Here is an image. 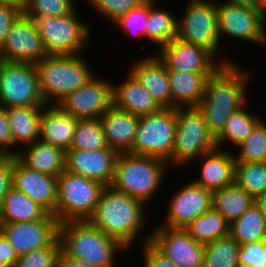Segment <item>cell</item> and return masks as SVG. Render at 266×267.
I'll list each match as a JSON object with an SVG mask.
<instances>
[{"mask_svg": "<svg viewBox=\"0 0 266 267\" xmlns=\"http://www.w3.org/2000/svg\"><path fill=\"white\" fill-rule=\"evenodd\" d=\"M237 63L222 65L207 79L204 97L196 106L215 138L224 129L229 116L250 102L247 93L254 71Z\"/></svg>", "mask_w": 266, "mask_h": 267, "instance_id": "1", "label": "cell"}, {"mask_svg": "<svg viewBox=\"0 0 266 267\" xmlns=\"http://www.w3.org/2000/svg\"><path fill=\"white\" fill-rule=\"evenodd\" d=\"M146 208L148 206L139 199L106 186L87 221L106 235L119 240L128 249H134L133 245L139 239L138 246L150 241L151 232L144 233L149 222L147 215H150Z\"/></svg>", "mask_w": 266, "mask_h": 267, "instance_id": "2", "label": "cell"}, {"mask_svg": "<svg viewBox=\"0 0 266 267\" xmlns=\"http://www.w3.org/2000/svg\"><path fill=\"white\" fill-rule=\"evenodd\" d=\"M58 238L66 255L83 259L93 267H117L119 253L129 251L119 240L88 221L60 223Z\"/></svg>", "mask_w": 266, "mask_h": 267, "instance_id": "3", "label": "cell"}, {"mask_svg": "<svg viewBox=\"0 0 266 267\" xmlns=\"http://www.w3.org/2000/svg\"><path fill=\"white\" fill-rule=\"evenodd\" d=\"M169 170L170 166L163 159L119 153L110 186L149 206L158 196Z\"/></svg>", "mask_w": 266, "mask_h": 267, "instance_id": "4", "label": "cell"}, {"mask_svg": "<svg viewBox=\"0 0 266 267\" xmlns=\"http://www.w3.org/2000/svg\"><path fill=\"white\" fill-rule=\"evenodd\" d=\"M84 56L47 55L35 64L40 92L46 104H57L96 75Z\"/></svg>", "mask_w": 266, "mask_h": 267, "instance_id": "5", "label": "cell"}, {"mask_svg": "<svg viewBox=\"0 0 266 267\" xmlns=\"http://www.w3.org/2000/svg\"><path fill=\"white\" fill-rule=\"evenodd\" d=\"M186 3L182 14L179 13L181 16L177 15V38L208 49L223 65L235 63V59L221 51L217 2L215 0H186Z\"/></svg>", "mask_w": 266, "mask_h": 267, "instance_id": "6", "label": "cell"}, {"mask_svg": "<svg viewBox=\"0 0 266 267\" xmlns=\"http://www.w3.org/2000/svg\"><path fill=\"white\" fill-rule=\"evenodd\" d=\"M217 147L216 138L209 131L197 107L176 108V131L170 168L189 166L201 155ZM191 163V164H190Z\"/></svg>", "mask_w": 266, "mask_h": 267, "instance_id": "7", "label": "cell"}, {"mask_svg": "<svg viewBox=\"0 0 266 267\" xmlns=\"http://www.w3.org/2000/svg\"><path fill=\"white\" fill-rule=\"evenodd\" d=\"M78 10L66 16L34 17L47 55L84 54L92 39V26L81 20ZM91 28V29H90Z\"/></svg>", "mask_w": 266, "mask_h": 267, "instance_id": "8", "label": "cell"}, {"mask_svg": "<svg viewBox=\"0 0 266 267\" xmlns=\"http://www.w3.org/2000/svg\"><path fill=\"white\" fill-rule=\"evenodd\" d=\"M104 187L100 182L63 171L57 177L58 200L54 217L59 223L87 221L93 214Z\"/></svg>", "mask_w": 266, "mask_h": 267, "instance_id": "9", "label": "cell"}, {"mask_svg": "<svg viewBox=\"0 0 266 267\" xmlns=\"http://www.w3.org/2000/svg\"><path fill=\"white\" fill-rule=\"evenodd\" d=\"M176 131V108L139 116L134 144L128 152L133 155L171 159Z\"/></svg>", "mask_w": 266, "mask_h": 267, "instance_id": "10", "label": "cell"}, {"mask_svg": "<svg viewBox=\"0 0 266 267\" xmlns=\"http://www.w3.org/2000/svg\"><path fill=\"white\" fill-rule=\"evenodd\" d=\"M0 105L44 107L34 63L4 61L0 69Z\"/></svg>", "mask_w": 266, "mask_h": 267, "instance_id": "11", "label": "cell"}, {"mask_svg": "<svg viewBox=\"0 0 266 267\" xmlns=\"http://www.w3.org/2000/svg\"><path fill=\"white\" fill-rule=\"evenodd\" d=\"M218 32L223 37L266 48V15L248 6L217 2Z\"/></svg>", "mask_w": 266, "mask_h": 267, "instance_id": "12", "label": "cell"}, {"mask_svg": "<svg viewBox=\"0 0 266 267\" xmlns=\"http://www.w3.org/2000/svg\"><path fill=\"white\" fill-rule=\"evenodd\" d=\"M57 105L79 119H97L113 106V82L98 75L67 94Z\"/></svg>", "mask_w": 266, "mask_h": 267, "instance_id": "13", "label": "cell"}, {"mask_svg": "<svg viewBox=\"0 0 266 267\" xmlns=\"http://www.w3.org/2000/svg\"><path fill=\"white\" fill-rule=\"evenodd\" d=\"M212 191L196 185L192 180L181 184L170 195L166 214L158 226L184 228L198 216L212 208Z\"/></svg>", "mask_w": 266, "mask_h": 267, "instance_id": "14", "label": "cell"}, {"mask_svg": "<svg viewBox=\"0 0 266 267\" xmlns=\"http://www.w3.org/2000/svg\"><path fill=\"white\" fill-rule=\"evenodd\" d=\"M150 242L178 267H203L205 245L196 242L184 228L155 226Z\"/></svg>", "mask_w": 266, "mask_h": 267, "instance_id": "15", "label": "cell"}, {"mask_svg": "<svg viewBox=\"0 0 266 267\" xmlns=\"http://www.w3.org/2000/svg\"><path fill=\"white\" fill-rule=\"evenodd\" d=\"M0 54L5 61L38 63L47 56L43 41L32 18L22 13L13 23Z\"/></svg>", "mask_w": 266, "mask_h": 267, "instance_id": "16", "label": "cell"}, {"mask_svg": "<svg viewBox=\"0 0 266 267\" xmlns=\"http://www.w3.org/2000/svg\"><path fill=\"white\" fill-rule=\"evenodd\" d=\"M166 69L191 73H215L223 64L206 48L181 41H170L154 52Z\"/></svg>", "mask_w": 266, "mask_h": 267, "instance_id": "17", "label": "cell"}, {"mask_svg": "<svg viewBox=\"0 0 266 267\" xmlns=\"http://www.w3.org/2000/svg\"><path fill=\"white\" fill-rule=\"evenodd\" d=\"M57 219H39L16 223H0V231L18 256L49 246L57 237Z\"/></svg>", "mask_w": 266, "mask_h": 267, "instance_id": "18", "label": "cell"}, {"mask_svg": "<svg viewBox=\"0 0 266 267\" xmlns=\"http://www.w3.org/2000/svg\"><path fill=\"white\" fill-rule=\"evenodd\" d=\"M119 153L112 148L98 150L69 149L66 151L65 170L110 186Z\"/></svg>", "mask_w": 266, "mask_h": 267, "instance_id": "19", "label": "cell"}, {"mask_svg": "<svg viewBox=\"0 0 266 267\" xmlns=\"http://www.w3.org/2000/svg\"><path fill=\"white\" fill-rule=\"evenodd\" d=\"M12 187L54 214L58 200L57 177L28 169L12 156Z\"/></svg>", "mask_w": 266, "mask_h": 267, "instance_id": "20", "label": "cell"}, {"mask_svg": "<svg viewBox=\"0 0 266 267\" xmlns=\"http://www.w3.org/2000/svg\"><path fill=\"white\" fill-rule=\"evenodd\" d=\"M197 160L198 165H201L198 177H191L196 185L214 192L234 184L236 161L231 150L216 147Z\"/></svg>", "mask_w": 266, "mask_h": 267, "instance_id": "21", "label": "cell"}, {"mask_svg": "<svg viewBox=\"0 0 266 267\" xmlns=\"http://www.w3.org/2000/svg\"><path fill=\"white\" fill-rule=\"evenodd\" d=\"M133 61L128 70L162 108H172L171 87L165 64L153 53Z\"/></svg>", "mask_w": 266, "mask_h": 267, "instance_id": "22", "label": "cell"}, {"mask_svg": "<svg viewBox=\"0 0 266 267\" xmlns=\"http://www.w3.org/2000/svg\"><path fill=\"white\" fill-rule=\"evenodd\" d=\"M78 121L57 104H46L40 117V139L66 152L71 149Z\"/></svg>", "mask_w": 266, "mask_h": 267, "instance_id": "23", "label": "cell"}, {"mask_svg": "<svg viewBox=\"0 0 266 267\" xmlns=\"http://www.w3.org/2000/svg\"><path fill=\"white\" fill-rule=\"evenodd\" d=\"M99 121L109 148L118 153H128L134 144L139 116L113 105L99 118Z\"/></svg>", "mask_w": 266, "mask_h": 267, "instance_id": "24", "label": "cell"}, {"mask_svg": "<svg viewBox=\"0 0 266 267\" xmlns=\"http://www.w3.org/2000/svg\"><path fill=\"white\" fill-rule=\"evenodd\" d=\"M118 83H113V105L118 109L143 116L162 108L129 70Z\"/></svg>", "mask_w": 266, "mask_h": 267, "instance_id": "25", "label": "cell"}, {"mask_svg": "<svg viewBox=\"0 0 266 267\" xmlns=\"http://www.w3.org/2000/svg\"><path fill=\"white\" fill-rule=\"evenodd\" d=\"M15 157L28 169L54 177L65 171L66 152L42 139L20 148Z\"/></svg>", "mask_w": 266, "mask_h": 267, "instance_id": "26", "label": "cell"}, {"mask_svg": "<svg viewBox=\"0 0 266 267\" xmlns=\"http://www.w3.org/2000/svg\"><path fill=\"white\" fill-rule=\"evenodd\" d=\"M166 70L171 87L172 108L196 107L204 97L207 79L214 74Z\"/></svg>", "mask_w": 266, "mask_h": 267, "instance_id": "27", "label": "cell"}, {"mask_svg": "<svg viewBox=\"0 0 266 267\" xmlns=\"http://www.w3.org/2000/svg\"><path fill=\"white\" fill-rule=\"evenodd\" d=\"M56 219L23 192L11 187L0 205V223Z\"/></svg>", "mask_w": 266, "mask_h": 267, "instance_id": "28", "label": "cell"}, {"mask_svg": "<svg viewBox=\"0 0 266 267\" xmlns=\"http://www.w3.org/2000/svg\"><path fill=\"white\" fill-rule=\"evenodd\" d=\"M42 109L43 107L6 108L15 143V156L19 152V146L22 148V146L32 144L37 139H40V117Z\"/></svg>", "mask_w": 266, "mask_h": 267, "instance_id": "29", "label": "cell"}, {"mask_svg": "<svg viewBox=\"0 0 266 267\" xmlns=\"http://www.w3.org/2000/svg\"><path fill=\"white\" fill-rule=\"evenodd\" d=\"M160 0H149V16L145 28V40L159 50L162 46L177 38L178 17L168 9L158 7ZM157 2V3H156Z\"/></svg>", "mask_w": 266, "mask_h": 267, "instance_id": "30", "label": "cell"}, {"mask_svg": "<svg viewBox=\"0 0 266 267\" xmlns=\"http://www.w3.org/2000/svg\"><path fill=\"white\" fill-rule=\"evenodd\" d=\"M248 106L249 102L229 116L224 129L216 137L218 148L227 150L228 144L231 147L235 146L234 148L238 147L247 139L256 124L262 119L258 113L251 112Z\"/></svg>", "mask_w": 266, "mask_h": 267, "instance_id": "31", "label": "cell"}, {"mask_svg": "<svg viewBox=\"0 0 266 267\" xmlns=\"http://www.w3.org/2000/svg\"><path fill=\"white\" fill-rule=\"evenodd\" d=\"M253 203L254 198L235 183L212 193V208L221 213L229 224Z\"/></svg>", "mask_w": 266, "mask_h": 267, "instance_id": "32", "label": "cell"}, {"mask_svg": "<svg viewBox=\"0 0 266 267\" xmlns=\"http://www.w3.org/2000/svg\"><path fill=\"white\" fill-rule=\"evenodd\" d=\"M229 234L241 245L266 240V217L253 203L229 224Z\"/></svg>", "mask_w": 266, "mask_h": 267, "instance_id": "33", "label": "cell"}, {"mask_svg": "<svg viewBox=\"0 0 266 267\" xmlns=\"http://www.w3.org/2000/svg\"><path fill=\"white\" fill-rule=\"evenodd\" d=\"M184 229L196 242L204 245L229 235V223L213 208L191 221Z\"/></svg>", "mask_w": 266, "mask_h": 267, "instance_id": "34", "label": "cell"}, {"mask_svg": "<svg viewBox=\"0 0 266 267\" xmlns=\"http://www.w3.org/2000/svg\"><path fill=\"white\" fill-rule=\"evenodd\" d=\"M239 248L230 234L205 244L203 267H239Z\"/></svg>", "mask_w": 266, "mask_h": 267, "instance_id": "35", "label": "cell"}, {"mask_svg": "<svg viewBox=\"0 0 266 267\" xmlns=\"http://www.w3.org/2000/svg\"><path fill=\"white\" fill-rule=\"evenodd\" d=\"M234 183L253 198L266 192V162H236Z\"/></svg>", "mask_w": 266, "mask_h": 267, "instance_id": "36", "label": "cell"}, {"mask_svg": "<svg viewBox=\"0 0 266 267\" xmlns=\"http://www.w3.org/2000/svg\"><path fill=\"white\" fill-rule=\"evenodd\" d=\"M236 148L239 152L237 149L232 151L236 162H266V120L261 119L247 139Z\"/></svg>", "mask_w": 266, "mask_h": 267, "instance_id": "37", "label": "cell"}, {"mask_svg": "<svg viewBox=\"0 0 266 267\" xmlns=\"http://www.w3.org/2000/svg\"><path fill=\"white\" fill-rule=\"evenodd\" d=\"M109 147L99 118L79 119L71 149L98 150Z\"/></svg>", "mask_w": 266, "mask_h": 267, "instance_id": "38", "label": "cell"}, {"mask_svg": "<svg viewBox=\"0 0 266 267\" xmlns=\"http://www.w3.org/2000/svg\"><path fill=\"white\" fill-rule=\"evenodd\" d=\"M149 16V0L139 7L130 9L125 15L117 19L112 27L118 32H123L121 35L138 36V38H145V28Z\"/></svg>", "mask_w": 266, "mask_h": 267, "instance_id": "39", "label": "cell"}, {"mask_svg": "<svg viewBox=\"0 0 266 267\" xmlns=\"http://www.w3.org/2000/svg\"><path fill=\"white\" fill-rule=\"evenodd\" d=\"M76 0H28L23 13L30 17H60L73 13L77 7Z\"/></svg>", "mask_w": 266, "mask_h": 267, "instance_id": "40", "label": "cell"}, {"mask_svg": "<svg viewBox=\"0 0 266 267\" xmlns=\"http://www.w3.org/2000/svg\"><path fill=\"white\" fill-rule=\"evenodd\" d=\"M60 251V241L57 237L49 246L18 256L14 267H57Z\"/></svg>", "mask_w": 266, "mask_h": 267, "instance_id": "41", "label": "cell"}, {"mask_svg": "<svg viewBox=\"0 0 266 267\" xmlns=\"http://www.w3.org/2000/svg\"><path fill=\"white\" fill-rule=\"evenodd\" d=\"M147 0H91L88 3L95 14L108 20L113 24L122 15H125L130 9L139 7Z\"/></svg>", "mask_w": 266, "mask_h": 267, "instance_id": "42", "label": "cell"}, {"mask_svg": "<svg viewBox=\"0 0 266 267\" xmlns=\"http://www.w3.org/2000/svg\"><path fill=\"white\" fill-rule=\"evenodd\" d=\"M239 267H266V240L241 244Z\"/></svg>", "mask_w": 266, "mask_h": 267, "instance_id": "43", "label": "cell"}, {"mask_svg": "<svg viewBox=\"0 0 266 267\" xmlns=\"http://www.w3.org/2000/svg\"><path fill=\"white\" fill-rule=\"evenodd\" d=\"M142 267H178L169 258H166L150 241L140 244Z\"/></svg>", "mask_w": 266, "mask_h": 267, "instance_id": "44", "label": "cell"}, {"mask_svg": "<svg viewBox=\"0 0 266 267\" xmlns=\"http://www.w3.org/2000/svg\"><path fill=\"white\" fill-rule=\"evenodd\" d=\"M15 143L6 113V108L0 105V155L15 156Z\"/></svg>", "mask_w": 266, "mask_h": 267, "instance_id": "45", "label": "cell"}, {"mask_svg": "<svg viewBox=\"0 0 266 267\" xmlns=\"http://www.w3.org/2000/svg\"><path fill=\"white\" fill-rule=\"evenodd\" d=\"M22 13L17 7L0 4V46L4 42L13 23Z\"/></svg>", "mask_w": 266, "mask_h": 267, "instance_id": "46", "label": "cell"}, {"mask_svg": "<svg viewBox=\"0 0 266 267\" xmlns=\"http://www.w3.org/2000/svg\"><path fill=\"white\" fill-rule=\"evenodd\" d=\"M12 155H0V205L12 187Z\"/></svg>", "mask_w": 266, "mask_h": 267, "instance_id": "47", "label": "cell"}, {"mask_svg": "<svg viewBox=\"0 0 266 267\" xmlns=\"http://www.w3.org/2000/svg\"><path fill=\"white\" fill-rule=\"evenodd\" d=\"M0 259L7 267H14L18 259L14 248L0 231Z\"/></svg>", "mask_w": 266, "mask_h": 267, "instance_id": "48", "label": "cell"}, {"mask_svg": "<svg viewBox=\"0 0 266 267\" xmlns=\"http://www.w3.org/2000/svg\"><path fill=\"white\" fill-rule=\"evenodd\" d=\"M57 267H93V266L89 265L83 259L70 257L61 250L58 256Z\"/></svg>", "mask_w": 266, "mask_h": 267, "instance_id": "49", "label": "cell"}, {"mask_svg": "<svg viewBox=\"0 0 266 267\" xmlns=\"http://www.w3.org/2000/svg\"><path fill=\"white\" fill-rule=\"evenodd\" d=\"M217 2H225L233 5L248 6L257 9V0H224V1L218 0Z\"/></svg>", "mask_w": 266, "mask_h": 267, "instance_id": "50", "label": "cell"}, {"mask_svg": "<svg viewBox=\"0 0 266 267\" xmlns=\"http://www.w3.org/2000/svg\"><path fill=\"white\" fill-rule=\"evenodd\" d=\"M254 204L258 207V209L263 213L266 217V192L260 194L254 198Z\"/></svg>", "mask_w": 266, "mask_h": 267, "instance_id": "51", "label": "cell"}, {"mask_svg": "<svg viewBox=\"0 0 266 267\" xmlns=\"http://www.w3.org/2000/svg\"><path fill=\"white\" fill-rule=\"evenodd\" d=\"M28 0H0V4H8L17 7L22 12L24 11Z\"/></svg>", "mask_w": 266, "mask_h": 267, "instance_id": "52", "label": "cell"}, {"mask_svg": "<svg viewBox=\"0 0 266 267\" xmlns=\"http://www.w3.org/2000/svg\"><path fill=\"white\" fill-rule=\"evenodd\" d=\"M257 9L266 15V0H257Z\"/></svg>", "mask_w": 266, "mask_h": 267, "instance_id": "53", "label": "cell"}, {"mask_svg": "<svg viewBox=\"0 0 266 267\" xmlns=\"http://www.w3.org/2000/svg\"><path fill=\"white\" fill-rule=\"evenodd\" d=\"M4 61L5 60L3 59L2 55L0 54V69H1V66H2V64H3Z\"/></svg>", "mask_w": 266, "mask_h": 267, "instance_id": "54", "label": "cell"}, {"mask_svg": "<svg viewBox=\"0 0 266 267\" xmlns=\"http://www.w3.org/2000/svg\"><path fill=\"white\" fill-rule=\"evenodd\" d=\"M0 267H7L4 263H3V261L0 259Z\"/></svg>", "mask_w": 266, "mask_h": 267, "instance_id": "55", "label": "cell"}, {"mask_svg": "<svg viewBox=\"0 0 266 267\" xmlns=\"http://www.w3.org/2000/svg\"><path fill=\"white\" fill-rule=\"evenodd\" d=\"M86 2L85 4H88L91 0H83V2Z\"/></svg>", "mask_w": 266, "mask_h": 267, "instance_id": "56", "label": "cell"}]
</instances>
